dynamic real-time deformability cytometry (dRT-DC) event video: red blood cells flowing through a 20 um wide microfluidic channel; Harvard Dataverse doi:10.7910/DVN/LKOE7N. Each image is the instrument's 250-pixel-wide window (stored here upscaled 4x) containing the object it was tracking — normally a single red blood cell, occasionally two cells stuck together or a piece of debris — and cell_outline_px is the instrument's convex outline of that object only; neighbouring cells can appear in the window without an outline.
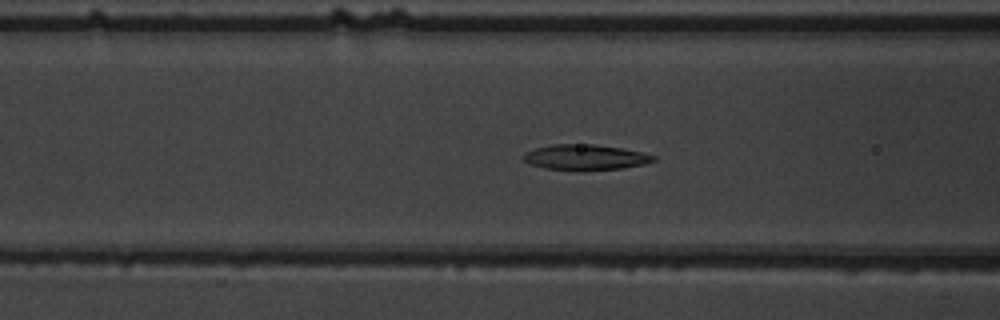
{"species": "common noctule bat (a hibernating species)", "species_latin": "Nyctalus noctula", "temperature_condition": "warm", "stored_images_in_passage": 55, "camera_frame_rate_fps": 3000, "um_per_image_px": 0.085, "animal": {"sex": "male", "body_mass_g": 19.5, "forearm_length_mm": 54.6}, "frame": {"image": 1, "passage_image": 23, "time_ms": 7.333, "image_size_px": [1000, 320], "cell_outline_px": [[656, 160], [644, 164], [624, 168], [576, 172], [544, 168], [532, 164], [524, 160], [524, 152], [536, 148], [552, 144], [592, 144], [620, 148], [640, 152], [656, 156]], "centroid_in_image_um": [49.74, 13.39], "position_along_channel_um": 116.9, "area_um2": 19.54}}
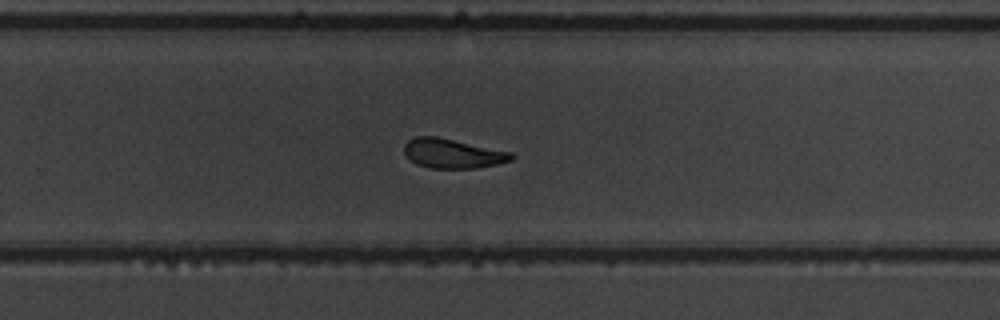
{"frame": {"image": 2, "passage_image": 37, "time_ms": 12.0, "image_size_px": [1000, 320], "cell_outline_px": [[516, 156], [512, 160], [496, 164], [476, 168], [432, 168], [416, 164], [404, 152], [404, 144], [408, 140], [416, 136], [436, 136], [512, 152]], "centroid_in_image_um": [38.49, 13.04], "position_along_channel_um": 291.3, "area_um2": 18.32}}
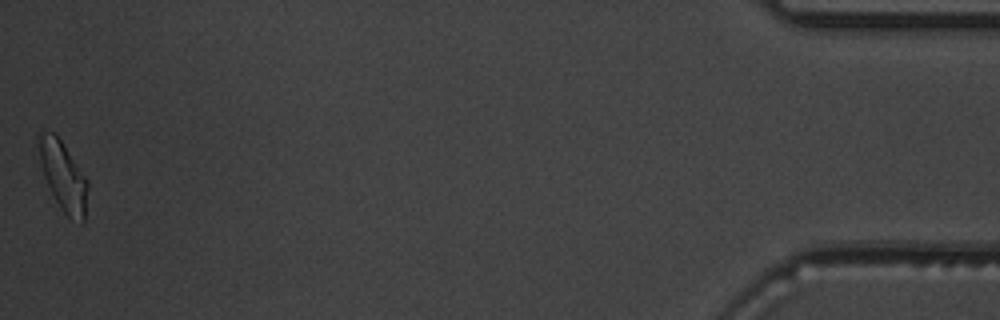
{"frame": {"image": 3, "passage_image": 55, "time_ms": 18.0, "image_size_px": [1000, 320], "cell_outline_px": [[88, 188], [84, 220], [80, 224], [68, 216], [64, 212], [56, 200], [44, 176], [40, 160], [36, 136], [36, 132], [56, 132], [88, 180]], "centroid_in_image_um": [5.37, 14.91], "position_along_channel_um": 429.8, "area_um2": 19.77}, "authors_computed_cell_mechanics": {"area_um2": 19.4208, "velocity_mm_per_s": 3.7459, "shape_relaxation_time_tau1_ms": 4.3965, "shape_relaxation_time_tau2_ms": 4.4354, "deformation_change_tau1": 0.1637, "deformation_change_tau2": 0.1145}}